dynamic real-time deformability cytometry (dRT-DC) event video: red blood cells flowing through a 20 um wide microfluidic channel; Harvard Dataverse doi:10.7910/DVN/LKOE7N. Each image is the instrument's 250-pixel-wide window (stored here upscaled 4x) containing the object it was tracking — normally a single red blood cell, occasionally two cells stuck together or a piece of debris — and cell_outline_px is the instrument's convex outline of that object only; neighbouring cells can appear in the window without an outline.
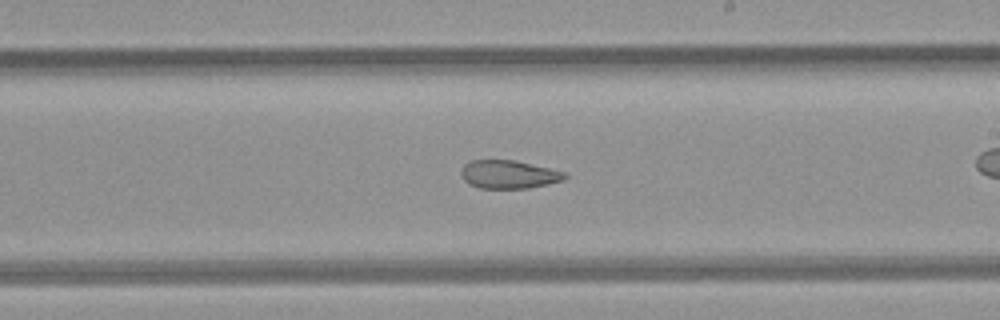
{"species": "common noctule bat (a hibernating species)", "species_latin": "Nyctalus noctula", "temperature_condition": "room temperature", "stored_images_in_passage": 39, "camera_frame_rate_fps": 3000, "um_per_image_px": 0.085, "animal": {"sex": "female", "body_mass_g": 21.9}, "frame": {"image": 1, "passage_image": 28, "time_ms": 9.0, "image_size_px": [1000, 320], "cell_outline_px": [[568, 176], [564, 180], [548, 184], [528, 188], [480, 188], [468, 184], [464, 180], [460, 172], [460, 168], [464, 164], [472, 160], [516, 160], [568, 172]], "centroid_in_image_um": [43.26, 14.82], "position_along_channel_um": 245.7, "area_um2": 17.34}}